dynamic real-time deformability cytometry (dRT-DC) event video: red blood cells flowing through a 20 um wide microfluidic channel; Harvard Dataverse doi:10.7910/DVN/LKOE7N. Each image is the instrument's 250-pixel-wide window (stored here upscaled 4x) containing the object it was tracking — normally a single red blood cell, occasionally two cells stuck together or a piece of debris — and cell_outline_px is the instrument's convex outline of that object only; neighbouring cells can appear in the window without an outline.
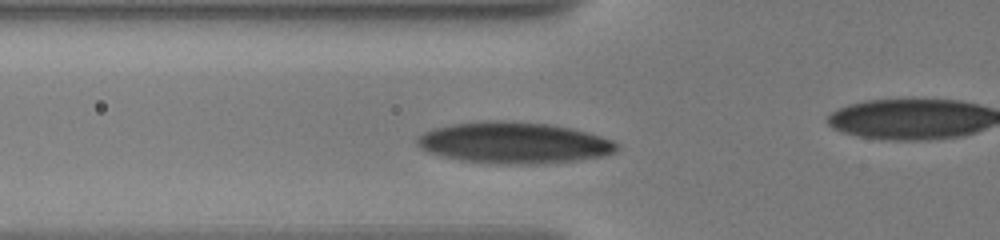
{"species": "human", "species_latin": "Homo sapiens", "temperature_condition": "warm", "stored_images_in_passage": 8, "camera_frame_rate_fps": 3000, "um_per_image_px": 0.085, "donor": {"sex": "male"}, "frame": {"image": 1, "passage_image": 3, "time_ms": 1.333, "image_size_px": [1000, 240], "cell_outline_px": [[620, 148], [616, 152], [604, 156], [576, 160], [544, 164], [496, 164], [460, 160], [428, 152], [420, 148], [416, 144], [416, 136], [432, 128], [452, 124], [484, 120], [504, 120], [548, 124], [572, 128], [588, 132], [612, 140], [620, 144]], "centroid_in_image_um": [43.69, 12.13], "position_along_channel_um": 82.1, "area_um2": 48.61}}
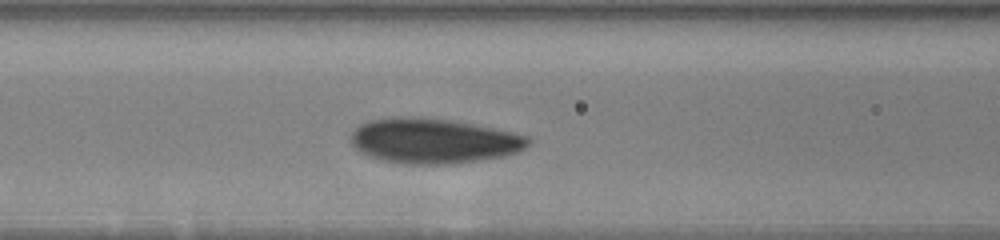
{"frame": {"image": 2, "passage_image": 5, "time_ms": 2.667, "image_size_px": [1000, 240], "cell_outline_px": [[528, 144], [520, 152], [504, 156], [480, 160], [452, 164], [404, 164], [380, 160], [368, 156], [360, 152], [352, 144], [352, 132], [360, 124], [368, 120], [396, 116], [416, 116], [448, 120], [472, 124], [512, 132], [528, 136]], "centroid_in_image_um": [36.82, 11.98], "position_along_channel_um": 129.8, "area_um2": 46.64}}
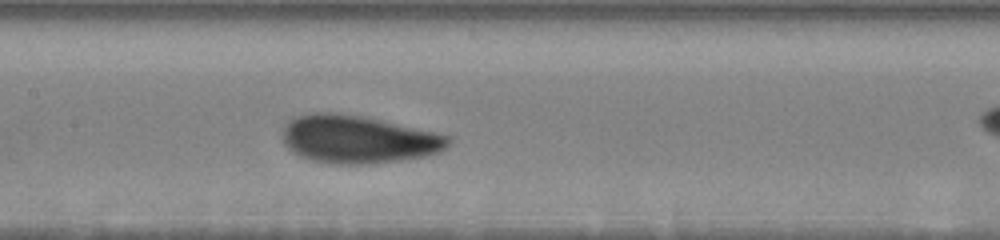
{"frame": {"image": 3, "passage_image": 7, "time_ms": 4.0, "image_size_px": [1000, 240], "cell_outline_px": [[448, 144], [440, 152], [424, 156], [368, 164], [336, 164], [312, 160], [300, 156], [292, 152], [284, 144], [284, 124], [292, 116], [308, 112], [340, 112], [364, 116], [432, 132], [448, 136]], "centroid_in_image_um": [30.34, 11.82], "position_along_channel_um": 177.1, "area_um2": 46.07}}